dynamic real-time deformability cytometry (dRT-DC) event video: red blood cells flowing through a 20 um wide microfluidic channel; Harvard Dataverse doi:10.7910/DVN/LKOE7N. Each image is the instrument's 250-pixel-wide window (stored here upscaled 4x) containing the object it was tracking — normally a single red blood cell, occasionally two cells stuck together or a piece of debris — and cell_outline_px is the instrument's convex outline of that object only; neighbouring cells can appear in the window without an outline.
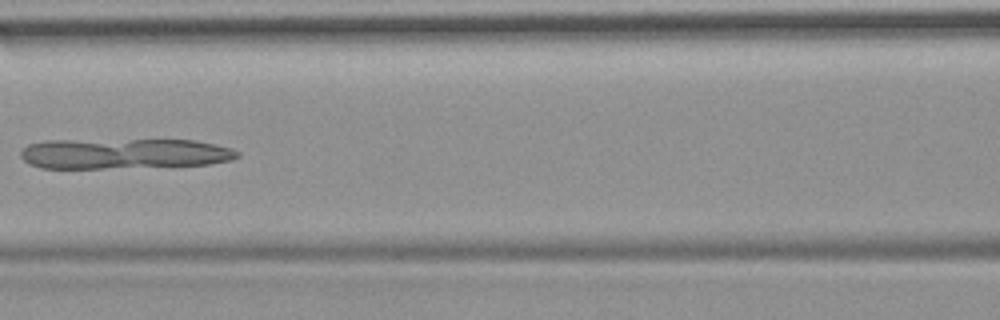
{"species": "common noctule bat (a hibernating species)", "species_latin": "Nyctalus noctula", "temperature_condition": "room temperature", "stored_images_in_passage": 7, "camera_frame_rate_fps": 3000, "um_per_image_px": 0.085, "animal": {"sex": "female", "body_mass_g": 19.9}, "frame": {"image": 1, "passage_image": 6, "time_ms": 7.0, "image_size_px": [1000, 320], "cell_outline_px": [[240, 156], [232, 160], [208, 164], [104, 168], [40, 168], [28, 164], [20, 156], [20, 152], [28, 144], [48, 140], [196, 140], [216, 144], [232, 148], [240, 152]], "centroid_in_image_um": [10.54, 13.05], "position_along_channel_um": 156.1, "area_um2": 38.44}}